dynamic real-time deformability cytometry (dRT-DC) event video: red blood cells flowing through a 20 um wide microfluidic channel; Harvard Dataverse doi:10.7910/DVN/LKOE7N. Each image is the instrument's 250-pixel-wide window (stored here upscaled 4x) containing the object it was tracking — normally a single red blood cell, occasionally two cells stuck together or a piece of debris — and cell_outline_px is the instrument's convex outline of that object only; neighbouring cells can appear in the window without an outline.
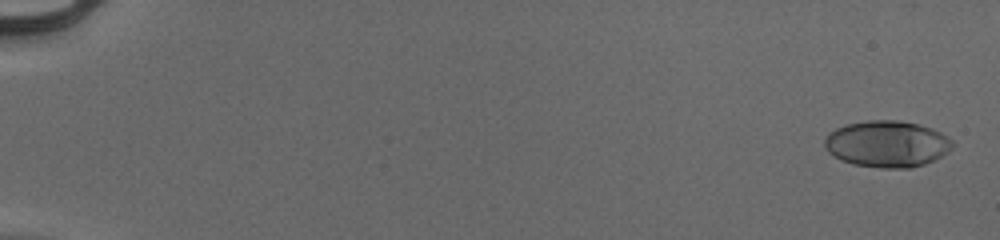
{"species": "human", "species_latin": "Homo sapiens", "temperature_condition": "cold", "stored_images_in_passage": 24, "camera_frame_rate_fps": 3000, "um_per_image_px": 0.085, "donor": {"sex": "male"}, "frame": {"image": 1, "passage_image": 2, "time_ms": 0.333, "image_size_px": [1000, 240], "cell_outline_px": [[952, 148], [948, 152], [924, 164], [912, 168], [880, 168], [852, 164], [828, 152], [824, 144], [824, 140], [836, 128], [848, 124], [868, 120], [896, 120], [916, 124], [932, 128], [940, 132], [952, 140]], "centroid_in_image_um": [75.41, 12.24], "position_along_channel_um": 9.6, "area_um2": 34.28}}
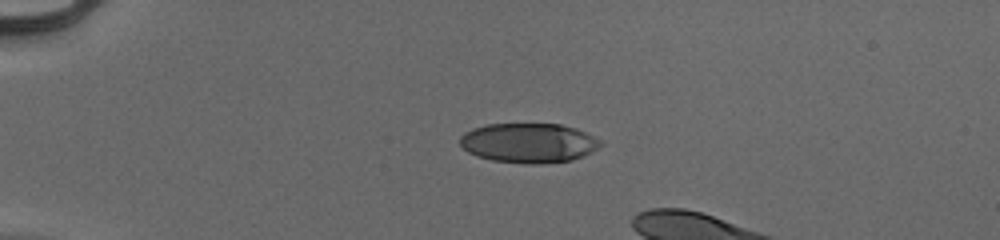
{"frame": {"image": 2, "passage_image": 15, "time_ms": 4.667, "image_size_px": [1000, 240], "cell_outline_px": [[604, 144], [592, 152], [572, 160], [540, 164], [524, 164], [492, 160], [476, 156], [468, 152], [460, 144], [460, 136], [464, 132], [472, 128], [488, 124], [560, 124], [576, 128], [600, 140]], "centroid_in_image_um": [44.93, 12.15], "position_along_channel_um": 40.1, "area_um2": 32.6}}
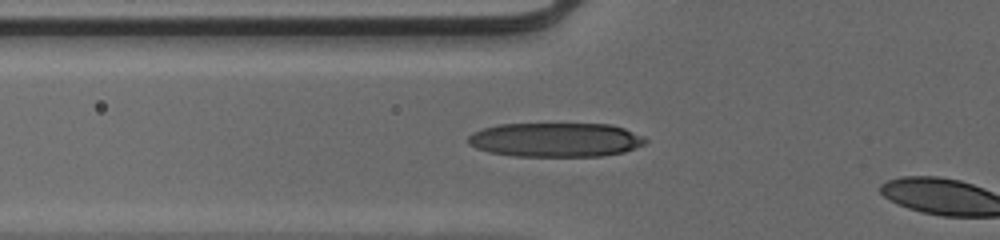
{"frame": {"image": 3, "passage_image": 22, "time_ms": 7.0, "image_size_px": [1000, 240], "cell_outline_px": [[648, 140], [644, 144], [624, 152], [600, 156], [512, 156], [488, 152], [476, 148], [468, 144], [468, 136], [472, 132], [484, 128], [500, 124], [612, 124], [624, 128], [644, 136]], "centroid_in_image_um": [47.22, 11.88], "position_along_channel_um": 78.6, "area_um2": 35.49}}